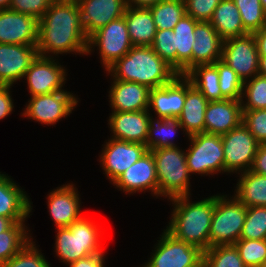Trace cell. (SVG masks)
<instances>
[{
	"mask_svg": "<svg viewBox=\"0 0 266 267\" xmlns=\"http://www.w3.org/2000/svg\"><path fill=\"white\" fill-rule=\"evenodd\" d=\"M250 171L266 176V144H259Z\"/></svg>",
	"mask_w": 266,
	"mask_h": 267,
	"instance_id": "48",
	"label": "cell"
},
{
	"mask_svg": "<svg viewBox=\"0 0 266 267\" xmlns=\"http://www.w3.org/2000/svg\"><path fill=\"white\" fill-rule=\"evenodd\" d=\"M98 225L83 215L69 227L57 228L54 251L59 260L69 265L89 255L105 253Z\"/></svg>",
	"mask_w": 266,
	"mask_h": 267,
	"instance_id": "4",
	"label": "cell"
},
{
	"mask_svg": "<svg viewBox=\"0 0 266 267\" xmlns=\"http://www.w3.org/2000/svg\"><path fill=\"white\" fill-rule=\"evenodd\" d=\"M218 70L219 87L225 99L241 100L244 82L236 72L222 60L214 63Z\"/></svg>",
	"mask_w": 266,
	"mask_h": 267,
	"instance_id": "38",
	"label": "cell"
},
{
	"mask_svg": "<svg viewBox=\"0 0 266 267\" xmlns=\"http://www.w3.org/2000/svg\"><path fill=\"white\" fill-rule=\"evenodd\" d=\"M11 0H0V10L10 9Z\"/></svg>",
	"mask_w": 266,
	"mask_h": 267,
	"instance_id": "53",
	"label": "cell"
},
{
	"mask_svg": "<svg viewBox=\"0 0 266 267\" xmlns=\"http://www.w3.org/2000/svg\"><path fill=\"white\" fill-rule=\"evenodd\" d=\"M75 186L73 183L63 184L53 189L46 198L48 212L56 229L69 227L83 216L80 196Z\"/></svg>",
	"mask_w": 266,
	"mask_h": 267,
	"instance_id": "19",
	"label": "cell"
},
{
	"mask_svg": "<svg viewBox=\"0 0 266 267\" xmlns=\"http://www.w3.org/2000/svg\"><path fill=\"white\" fill-rule=\"evenodd\" d=\"M258 74L266 77V56H259Z\"/></svg>",
	"mask_w": 266,
	"mask_h": 267,
	"instance_id": "52",
	"label": "cell"
},
{
	"mask_svg": "<svg viewBox=\"0 0 266 267\" xmlns=\"http://www.w3.org/2000/svg\"><path fill=\"white\" fill-rule=\"evenodd\" d=\"M109 103L112 112L148 110L150 89L131 81L110 82Z\"/></svg>",
	"mask_w": 266,
	"mask_h": 267,
	"instance_id": "24",
	"label": "cell"
},
{
	"mask_svg": "<svg viewBox=\"0 0 266 267\" xmlns=\"http://www.w3.org/2000/svg\"><path fill=\"white\" fill-rule=\"evenodd\" d=\"M229 197L225 194L215 195V208L209 234L210 247L234 245L240 238L247 207L234 195Z\"/></svg>",
	"mask_w": 266,
	"mask_h": 267,
	"instance_id": "6",
	"label": "cell"
},
{
	"mask_svg": "<svg viewBox=\"0 0 266 267\" xmlns=\"http://www.w3.org/2000/svg\"><path fill=\"white\" fill-rule=\"evenodd\" d=\"M224 152V167L227 174L242 173L252 167L259 143L241 123L221 136Z\"/></svg>",
	"mask_w": 266,
	"mask_h": 267,
	"instance_id": "11",
	"label": "cell"
},
{
	"mask_svg": "<svg viewBox=\"0 0 266 267\" xmlns=\"http://www.w3.org/2000/svg\"><path fill=\"white\" fill-rule=\"evenodd\" d=\"M13 224L10 218L0 216V233L8 230Z\"/></svg>",
	"mask_w": 266,
	"mask_h": 267,
	"instance_id": "51",
	"label": "cell"
},
{
	"mask_svg": "<svg viewBox=\"0 0 266 267\" xmlns=\"http://www.w3.org/2000/svg\"><path fill=\"white\" fill-rule=\"evenodd\" d=\"M24 189L13 179L0 172V216L15 222H25L30 217L33 206Z\"/></svg>",
	"mask_w": 266,
	"mask_h": 267,
	"instance_id": "23",
	"label": "cell"
},
{
	"mask_svg": "<svg viewBox=\"0 0 266 267\" xmlns=\"http://www.w3.org/2000/svg\"><path fill=\"white\" fill-rule=\"evenodd\" d=\"M192 68L200 64H214L222 58L223 39L210 22H198L194 30Z\"/></svg>",
	"mask_w": 266,
	"mask_h": 267,
	"instance_id": "25",
	"label": "cell"
},
{
	"mask_svg": "<svg viewBox=\"0 0 266 267\" xmlns=\"http://www.w3.org/2000/svg\"><path fill=\"white\" fill-rule=\"evenodd\" d=\"M102 146L104 147L99 155V162L111 184L148 151L145 144L113 138L108 139Z\"/></svg>",
	"mask_w": 266,
	"mask_h": 267,
	"instance_id": "14",
	"label": "cell"
},
{
	"mask_svg": "<svg viewBox=\"0 0 266 267\" xmlns=\"http://www.w3.org/2000/svg\"><path fill=\"white\" fill-rule=\"evenodd\" d=\"M151 257L142 267H203L204 251L176 239L164 229Z\"/></svg>",
	"mask_w": 266,
	"mask_h": 267,
	"instance_id": "8",
	"label": "cell"
},
{
	"mask_svg": "<svg viewBox=\"0 0 266 267\" xmlns=\"http://www.w3.org/2000/svg\"><path fill=\"white\" fill-rule=\"evenodd\" d=\"M40 251L33 239L29 240L15 256L1 264L0 267H51Z\"/></svg>",
	"mask_w": 266,
	"mask_h": 267,
	"instance_id": "41",
	"label": "cell"
},
{
	"mask_svg": "<svg viewBox=\"0 0 266 267\" xmlns=\"http://www.w3.org/2000/svg\"><path fill=\"white\" fill-rule=\"evenodd\" d=\"M133 46H151L157 32L150 8L128 7L124 14Z\"/></svg>",
	"mask_w": 266,
	"mask_h": 267,
	"instance_id": "27",
	"label": "cell"
},
{
	"mask_svg": "<svg viewBox=\"0 0 266 267\" xmlns=\"http://www.w3.org/2000/svg\"><path fill=\"white\" fill-rule=\"evenodd\" d=\"M55 57L37 55L24 75L30 96L51 94L62 89L67 81L64 65ZM64 85V86H63Z\"/></svg>",
	"mask_w": 266,
	"mask_h": 267,
	"instance_id": "13",
	"label": "cell"
},
{
	"mask_svg": "<svg viewBox=\"0 0 266 267\" xmlns=\"http://www.w3.org/2000/svg\"><path fill=\"white\" fill-rule=\"evenodd\" d=\"M39 20L10 9L0 10V43L37 45Z\"/></svg>",
	"mask_w": 266,
	"mask_h": 267,
	"instance_id": "16",
	"label": "cell"
},
{
	"mask_svg": "<svg viewBox=\"0 0 266 267\" xmlns=\"http://www.w3.org/2000/svg\"><path fill=\"white\" fill-rule=\"evenodd\" d=\"M203 267H246L234 245H217L204 251Z\"/></svg>",
	"mask_w": 266,
	"mask_h": 267,
	"instance_id": "35",
	"label": "cell"
},
{
	"mask_svg": "<svg viewBox=\"0 0 266 267\" xmlns=\"http://www.w3.org/2000/svg\"><path fill=\"white\" fill-rule=\"evenodd\" d=\"M157 30L171 29L186 15L184 0H162L149 7Z\"/></svg>",
	"mask_w": 266,
	"mask_h": 267,
	"instance_id": "34",
	"label": "cell"
},
{
	"mask_svg": "<svg viewBox=\"0 0 266 267\" xmlns=\"http://www.w3.org/2000/svg\"><path fill=\"white\" fill-rule=\"evenodd\" d=\"M126 194L150 191L158 198V179L153 154L148 150L113 183ZM146 190V191H145Z\"/></svg>",
	"mask_w": 266,
	"mask_h": 267,
	"instance_id": "15",
	"label": "cell"
},
{
	"mask_svg": "<svg viewBox=\"0 0 266 267\" xmlns=\"http://www.w3.org/2000/svg\"><path fill=\"white\" fill-rule=\"evenodd\" d=\"M38 28V55L51 58L70 52L87 55L88 37L76 0H53L39 19Z\"/></svg>",
	"mask_w": 266,
	"mask_h": 267,
	"instance_id": "1",
	"label": "cell"
},
{
	"mask_svg": "<svg viewBox=\"0 0 266 267\" xmlns=\"http://www.w3.org/2000/svg\"><path fill=\"white\" fill-rule=\"evenodd\" d=\"M128 7H143L149 8L150 6L156 5L162 0H125Z\"/></svg>",
	"mask_w": 266,
	"mask_h": 267,
	"instance_id": "50",
	"label": "cell"
},
{
	"mask_svg": "<svg viewBox=\"0 0 266 267\" xmlns=\"http://www.w3.org/2000/svg\"><path fill=\"white\" fill-rule=\"evenodd\" d=\"M153 154L158 179V197L168 200L190 196L191 175L186 162V152L179 146L150 150Z\"/></svg>",
	"mask_w": 266,
	"mask_h": 267,
	"instance_id": "5",
	"label": "cell"
},
{
	"mask_svg": "<svg viewBox=\"0 0 266 267\" xmlns=\"http://www.w3.org/2000/svg\"><path fill=\"white\" fill-rule=\"evenodd\" d=\"M95 46L105 71L130 51L133 44L124 16L111 21L88 38L87 55L91 54Z\"/></svg>",
	"mask_w": 266,
	"mask_h": 267,
	"instance_id": "9",
	"label": "cell"
},
{
	"mask_svg": "<svg viewBox=\"0 0 266 267\" xmlns=\"http://www.w3.org/2000/svg\"><path fill=\"white\" fill-rule=\"evenodd\" d=\"M190 145L186 162L191 174L214 175L225 173L223 143L220 135L199 133L188 137Z\"/></svg>",
	"mask_w": 266,
	"mask_h": 267,
	"instance_id": "7",
	"label": "cell"
},
{
	"mask_svg": "<svg viewBox=\"0 0 266 267\" xmlns=\"http://www.w3.org/2000/svg\"><path fill=\"white\" fill-rule=\"evenodd\" d=\"M234 246L246 267H262L266 262V239H239Z\"/></svg>",
	"mask_w": 266,
	"mask_h": 267,
	"instance_id": "39",
	"label": "cell"
},
{
	"mask_svg": "<svg viewBox=\"0 0 266 267\" xmlns=\"http://www.w3.org/2000/svg\"><path fill=\"white\" fill-rule=\"evenodd\" d=\"M150 111L112 112L108 125L113 139L146 145Z\"/></svg>",
	"mask_w": 266,
	"mask_h": 267,
	"instance_id": "21",
	"label": "cell"
},
{
	"mask_svg": "<svg viewBox=\"0 0 266 267\" xmlns=\"http://www.w3.org/2000/svg\"><path fill=\"white\" fill-rule=\"evenodd\" d=\"M185 76L209 102L225 100L221 94L218 70L214 64L196 65Z\"/></svg>",
	"mask_w": 266,
	"mask_h": 267,
	"instance_id": "32",
	"label": "cell"
},
{
	"mask_svg": "<svg viewBox=\"0 0 266 267\" xmlns=\"http://www.w3.org/2000/svg\"><path fill=\"white\" fill-rule=\"evenodd\" d=\"M37 55V45L0 43V85L20 82Z\"/></svg>",
	"mask_w": 266,
	"mask_h": 267,
	"instance_id": "17",
	"label": "cell"
},
{
	"mask_svg": "<svg viewBox=\"0 0 266 267\" xmlns=\"http://www.w3.org/2000/svg\"><path fill=\"white\" fill-rule=\"evenodd\" d=\"M198 21L184 15L175 25L176 72L185 75L192 68V46L195 41L194 30Z\"/></svg>",
	"mask_w": 266,
	"mask_h": 267,
	"instance_id": "28",
	"label": "cell"
},
{
	"mask_svg": "<svg viewBox=\"0 0 266 267\" xmlns=\"http://www.w3.org/2000/svg\"><path fill=\"white\" fill-rule=\"evenodd\" d=\"M241 103L242 110L266 109V77L258 74L244 82Z\"/></svg>",
	"mask_w": 266,
	"mask_h": 267,
	"instance_id": "37",
	"label": "cell"
},
{
	"mask_svg": "<svg viewBox=\"0 0 266 267\" xmlns=\"http://www.w3.org/2000/svg\"><path fill=\"white\" fill-rule=\"evenodd\" d=\"M238 175L234 196L247 208L266 206V176L250 170Z\"/></svg>",
	"mask_w": 266,
	"mask_h": 267,
	"instance_id": "30",
	"label": "cell"
},
{
	"mask_svg": "<svg viewBox=\"0 0 266 267\" xmlns=\"http://www.w3.org/2000/svg\"><path fill=\"white\" fill-rule=\"evenodd\" d=\"M253 35L256 40L259 56H266V27L256 31Z\"/></svg>",
	"mask_w": 266,
	"mask_h": 267,
	"instance_id": "49",
	"label": "cell"
},
{
	"mask_svg": "<svg viewBox=\"0 0 266 267\" xmlns=\"http://www.w3.org/2000/svg\"><path fill=\"white\" fill-rule=\"evenodd\" d=\"M81 12L85 35L93 33L125 14V0H76Z\"/></svg>",
	"mask_w": 266,
	"mask_h": 267,
	"instance_id": "20",
	"label": "cell"
},
{
	"mask_svg": "<svg viewBox=\"0 0 266 267\" xmlns=\"http://www.w3.org/2000/svg\"><path fill=\"white\" fill-rule=\"evenodd\" d=\"M260 2L262 4L263 10H264V14H265V17H266V0H260Z\"/></svg>",
	"mask_w": 266,
	"mask_h": 267,
	"instance_id": "54",
	"label": "cell"
},
{
	"mask_svg": "<svg viewBox=\"0 0 266 267\" xmlns=\"http://www.w3.org/2000/svg\"><path fill=\"white\" fill-rule=\"evenodd\" d=\"M223 40L249 34L233 0H222L209 21Z\"/></svg>",
	"mask_w": 266,
	"mask_h": 267,
	"instance_id": "29",
	"label": "cell"
},
{
	"mask_svg": "<svg viewBox=\"0 0 266 267\" xmlns=\"http://www.w3.org/2000/svg\"><path fill=\"white\" fill-rule=\"evenodd\" d=\"M152 49L176 71L175 35L171 29L157 30Z\"/></svg>",
	"mask_w": 266,
	"mask_h": 267,
	"instance_id": "42",
	"label": "cell"
},
{
	"mask_svg": "<svg viewBox=\"0 0 266 267\" xmlns=\"http://www.w3.org/2000/svg\"><path fill=\"white\" fill-rule=\"evenodd\" d=\"M27 228L24 222H15L0 233V265L15 256L32 239Z\"/></svg>",
	"mask_w": 266,
	"mask_h": 267,
	"instance_id": "33",
	"label": "cell"
},
{
	"mask_svg": "<svg viewBox=\"0 0 266 267\" xmlns=\"http://www.w3.org/2000/svg\"><path fill=\"white\" fill-rule=\"evenodd\" d=\"M239 239H266V206L248 207Z\"/></svg>",
	"mask_w": 266,
	"mask_h": 267,
	"instance_id": "40",
	"label": "cell"
},
{
	"mask_svg": "<svg viewBox=\"0 0 266 267\" xmlns=\"http://www.w3.org/2000/svg\"><path fill=\"white\" fill-rule=\"evenodd\" d=\"M78 96L67 90L51 94L36 95L29 98L21 116L45 125L58 123L69 116L78 105Z\"/></svg>",
	"mask_w": 266,
	"mask_h": 267,
	"instance_id": "10",
	"label": "cell"
},
{
	"mask_svg": "<svg viewBox=\"0 0 266 267\" xmlns=\"http://www.w3.org/2000/svg\"><path fill=\"white\" fill-rule=\"evenodd\" d=\"M11 85H0V120L10 115L14 109Z\"/></svg>",
	"mask_w": 266,
	"mask_h": 267,
	"instance_id": "46",
	"label": "cell"
},
{
	"mask_svg": "<svg viewBox=\"0 0 266 267\" xmlns=\"http://www.w3.org/2000/svg\"><path fill=\"white\" fill-rule=\"evenodd\" d=\"M69 267H105V254L97 253L70 263Z\"/></svg>",
	"mask_w": 266,
	"mask_h": 267,
	"instance_id": "47",
	"label": "cell"
},
{
	"mask_svg": "<svg viewBox=\"0 0 266 267\" xmlns=\"http://www.w3.org/2000/svg\"><path fill=\"white\" fill-rule=\"evenodd\" d=\"M106 72L114 80L136 82L149 89L164 86L178 75L151 46H133Z\"/></svg>",
	"mask_w": 266,
	"mask_h": 267,
	"instance_id": "3",
	"label": "cell"
},
{
	"mask_svg": "<svg viewBox=\"0 0 266 267\" xmlns=\"http://www.w3.org/2000/svg\"><path fill=\"white\" fill-rule=\"evenodd\" d=\"M53 0H11L10 10L35 17L39 20Z\"/></svg>",
	"mask_w": 266,
	"mask_h": 267,
	"instance_id": "45",
	"label": "cell"
},
{
	"mask_svg": "<svg viewBox=\"0 0 266 267\" xmlns=\"http://www.w3.org/2000/svg\"><path fill=\"white\" fill-rule=\"evenodd\" d=\"M237 6L244 29L253 34L266 27V17L260 0H233Z\"/></svg>",
	"mask_w": 266,
	"mask_h": 267,
	"instance_id": "36",
	"label": "cell"
},
{
	"mask_svg": "<svg viewBox=\"0 0 266 267\" xmlns=\"http://www.w3.org/2000/svg\"><path fill=\"white\" fill-rule=\"evenodd\" d=\"M222 0H184L186 14L198 22H209Z\"/></svg>",
	"mask_w": 266,
	"mask_h": 267,
	"instance_id": "44",
	"label": "cell"
},
{
	"mask_svg": "<svg viewBox=\"0 0 266 267\" xmlns=\"http://www.w3.org/2000/svg\"><path fill=\"white\" fill-rule=\"evenodd\" d=\"M205 133L224 135L243 120L241 100L225 99L208 102L205 110Z\"/></svg>",
	"mask_w": 266,
	"mask_h": 267,
	"instance_id": "22",
	"label": "cell"
},
{
	"mask_svg": "<svg viewBox=\"0 0 266 267\" xmlns=\"http://www.w3.org/2000/svg\"><path fill=\"white\" fill-rule=\"evenodd\" d=\"M191 196L170 199L173 210L166 230L176 239L206 251L210 248L211 222L215 208V195L196 202Z\"/></svg>",
	"mask_w": 266,
	"mask_h": 267,
	"instance_id": "2",
	"label": "cell"
},
{
	"mask_svg": "<svg viewBox=\"0 0 266 267\" xmlns=\"http://www.w3.org/2000/svg\"><path fill=\"white\" fill-rule=\"evenodd\" d=\"M242 111V123L259 144H266V109Z\"/></svg>",
	"mask_w": 266,
	"mask_h": 267,
	"instance_id": "43",
	"label": "cell"
},
{
	"mask_svg": "<svg viewBox=\"0 0 266 267\" xmlns=\"http://www.w3.org/2000/svg\"><path fill=\"white\" fill-rule=\"evenodd\" d=\"M206 97L186 77V98L181 114L177 118L186 137L205 133Z\"/></svg>",
	"mask_w": 266,
	"mask_h": 267,
	"instance_id": "26",
	"label": "cell"
},
{
	"mask_svg": "<svg viewBox=\"0 0 266 267\" xmlns=\"http://www.w3.org/2000/svg\"><path fill=\"white\" fill-rule=\"evenodd\" d=\"M148 135L146 139V146L148 150H155L161 148H167L172 146H178L173 141L178 130H183L180 121L177 118H164L149 115Z\"/></svg>",
	"mask_w": 266,
	"mask_h": 267,
	"instance_id": "31",
	"label": "cell"
},
{
	"mask_svg": "<svg viewBox=\"0 0 266 267\" xmlns=\"http://www.w3.org/2000/svg\"><path fill=\"white\" fill-rule=\"evenodd\" d=\"M221 60L230 66L243 82L258 75L259 52L253 34L223 40Z\"/></svg>",
	"mask_w": 266,
	"mask_h": 267,
	"instance_id": "12",
	"label": "cell"
},
{
	"mask_svg": "<svg viewBox=\"0 0 266 267\" xmlns=\"http://www.w3.org/2000/svg\"><path fill=\"white\" fill-rule=\"evenodd\" d=\"M186 98V76L178 74L170 83L150 89L148 111L157 117L178 118ZM152 107V108H151Z\"/></svg>",
	"mask_w": 266,
	"mask_h": 267,
	"instance_id": "18",
	"label": "cell"
}]
</instances>
